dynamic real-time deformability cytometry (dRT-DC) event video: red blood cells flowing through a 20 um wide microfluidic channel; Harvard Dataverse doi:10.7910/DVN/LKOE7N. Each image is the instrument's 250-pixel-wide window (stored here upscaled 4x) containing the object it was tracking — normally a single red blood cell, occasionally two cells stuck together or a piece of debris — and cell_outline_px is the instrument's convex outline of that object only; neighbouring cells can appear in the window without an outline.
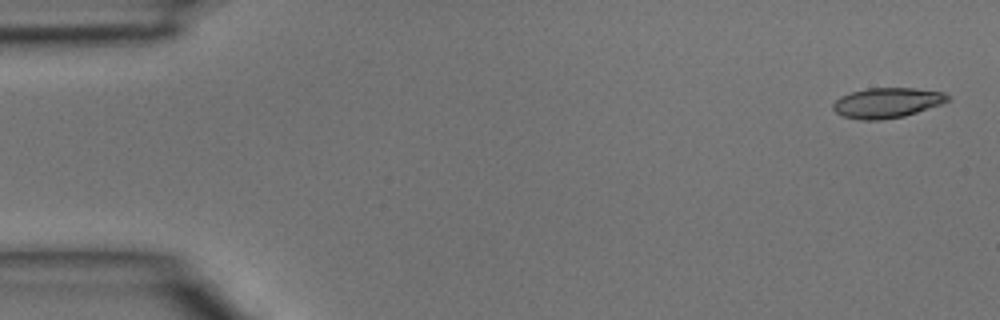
{"species": "common noctule bat (a hibernating species)", "species_latin": "Nyctalus noctula", "temperature_condition": "room temperature", "stored_images_in_passage": 4, "camera_frame_rate_fps": 3000, "um_per_image_px": 0.085, "animal": {"sex": "male", "body_mass_g": 15.6}, "frame": {"image": 1, "passage_image": 1, "time_ms": 0.0, "image_size_px": [1000, 320], "cell_outline_px": [[952, 100], [904, 116], [880, 120], [860, 120], [844, 116], [836, 112], [832, 108], [832, 104], [840, 96], [852, 92], [868, 88], [916, 88], [944, 92]], "centroid_in_image_um": [75.39, 8.73], "position_along_channel_um": 9.6, "area_um2": 20.06}}
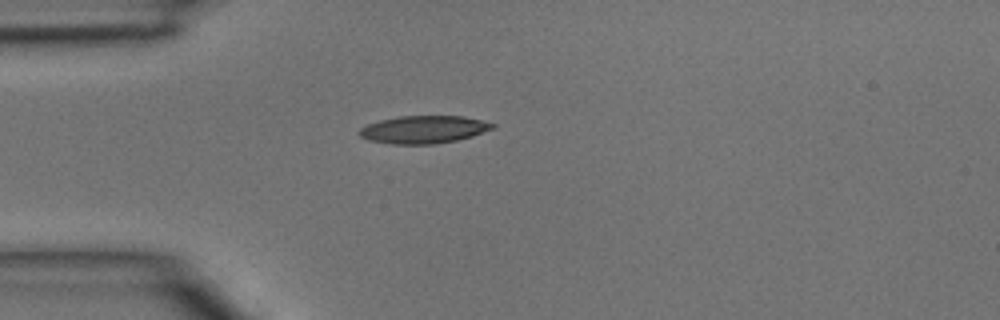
{"frame": {"image": 2, "passage_image": 4, "time_ms": 1.0, "image_size_px": [1000, 320], "cell_outline_px": [[496, 128], [472, 136], [456, 140], [436, 144], [392, 144], [368, 140], [360, 136], [356, 132], [360, 128], [368, 124], [380, 120], [400, 116], [464, 116], [496, 124]], "centroid_in_image_um": [36.01, 11.01], "position_along_channel_um": 49.0, "area_um2": 21.56}}